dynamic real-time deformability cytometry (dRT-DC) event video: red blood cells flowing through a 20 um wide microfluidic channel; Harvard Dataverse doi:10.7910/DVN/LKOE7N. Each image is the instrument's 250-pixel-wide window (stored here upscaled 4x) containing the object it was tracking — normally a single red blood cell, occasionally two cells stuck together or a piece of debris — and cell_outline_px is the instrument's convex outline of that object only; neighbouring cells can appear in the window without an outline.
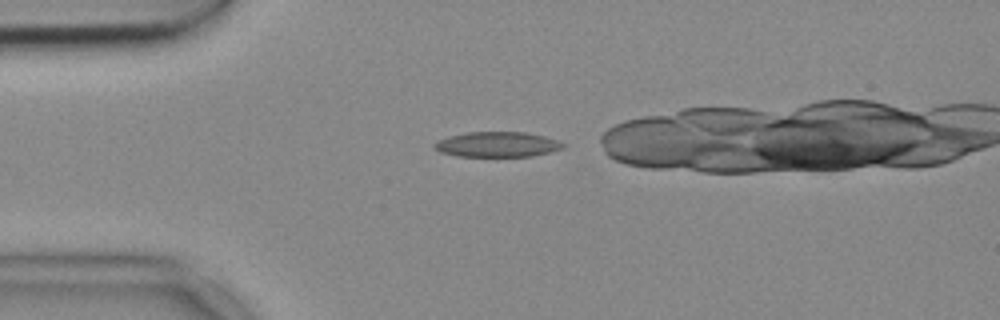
{"species": "common noctule bat (a hibernating species)", "species_latin": "Nyctalus noctula", "temperature_condition": "cold", "stored_images_in_passage": 31, "camera_frame_rate_fps": 3000, "um_per_image_px": 0.085, "animal": {"sex": "female", "body_mass_g": 18.4}, "frame": {"image": 1, "passage_image": 2, "time_ms": 0.333, "image_size_px": [1000, 320], "cell_outline_px": [[568, 144], [564, 148], [532, 156], [456, 156], [440, 152], [432, 148], [432, 144], [436, 140], [448, 136], [468, 132], [524, 132], [544, 136], [560, 140]], "centroid_in_image_um": [42.25, 12.27], "position_along_channel_um": 42.7, "area_um2": 19.13}}
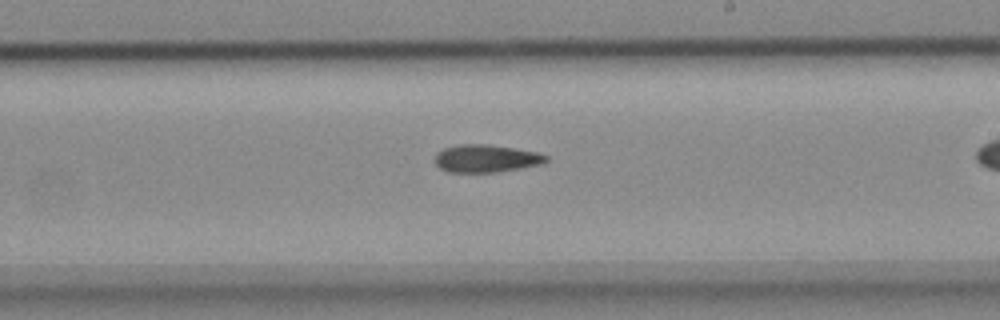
{"frame": {"image": 2, "passage_image": 20, "time_ms": 6.333, "image_size_px": [1000, 320], "cell_outline_px": [[548, 160], [540, 164], [520, 168], [496, 172], [448, 172], [440, 168], [432, 160], [436, 152], [444, 148], [460, 144], [488, 144], [536, 152], [548, 156]], "centroid_in_image_um": [41.25, 13.47], "position_along_channel_um": 247.8, "area_um2": 17.92}}
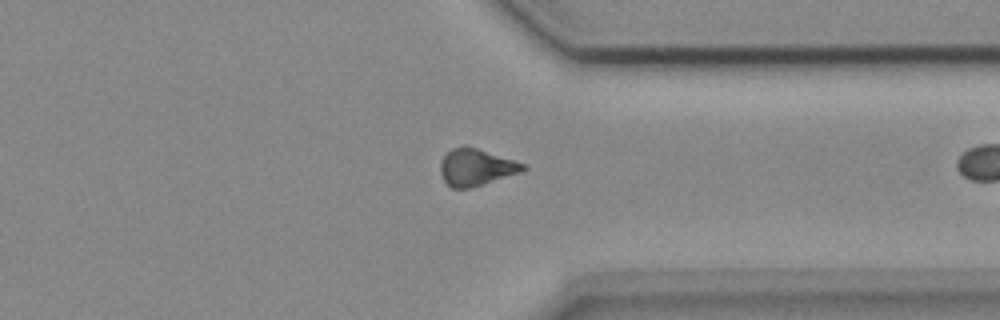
{"frame": {"image": 3, "passage_image": 30, "time_ms": 9.667, "image_size_px": [1000, 320], "cell_outline_px": [[528, 168], [524, 172], [468, 188], [452, 188], [444, 180], [440, 172], [440, 160], [452, 148], [464, 144], [524, 164]], "centroid_in_image_um": [40.45, 14.21], "position_along_channel_um": 370.9, "area_um2": 17.63}}